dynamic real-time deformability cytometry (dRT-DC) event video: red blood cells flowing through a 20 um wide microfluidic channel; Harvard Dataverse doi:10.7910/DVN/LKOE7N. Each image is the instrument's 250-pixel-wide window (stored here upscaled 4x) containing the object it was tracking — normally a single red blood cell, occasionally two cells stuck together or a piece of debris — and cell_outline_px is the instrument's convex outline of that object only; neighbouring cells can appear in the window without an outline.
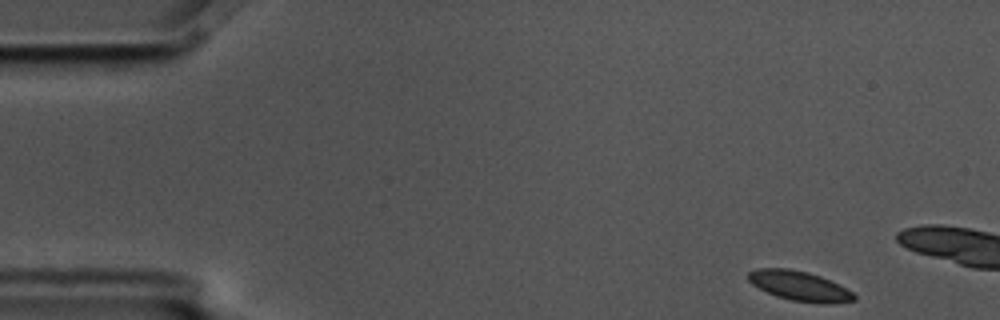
{"species": "common noctule bat (a hibernating species)", "species_latin": "Nyctalus noctula", "temperature_condition": "cold", "stored_images_in_passage": 3, "camera_frame_rate_fps": 3000, "um_per_image_px": 0.085, "animal": {"sex": "male", "body_mass_g": 17.5, "forearm_length_mm": 52.3}, "frame": {"image": 1, "passage_image": 1, "time_ms": 0.0, "image_size_px": [1000, 320], "cell_outline_px": [[856, 300], [832, 304], [820, 304], [792, 300], [776, 296], [752, 284], [748, 280], [748, 272], [756, 268], [788, 268], [808, 272], [820, 276], [840, 284], [852, 292], [856, 296]], "centroid_in_image_um": [67.99, 24.31], "position_along_channel_um": 17.0, "area_um2": 18.44}}